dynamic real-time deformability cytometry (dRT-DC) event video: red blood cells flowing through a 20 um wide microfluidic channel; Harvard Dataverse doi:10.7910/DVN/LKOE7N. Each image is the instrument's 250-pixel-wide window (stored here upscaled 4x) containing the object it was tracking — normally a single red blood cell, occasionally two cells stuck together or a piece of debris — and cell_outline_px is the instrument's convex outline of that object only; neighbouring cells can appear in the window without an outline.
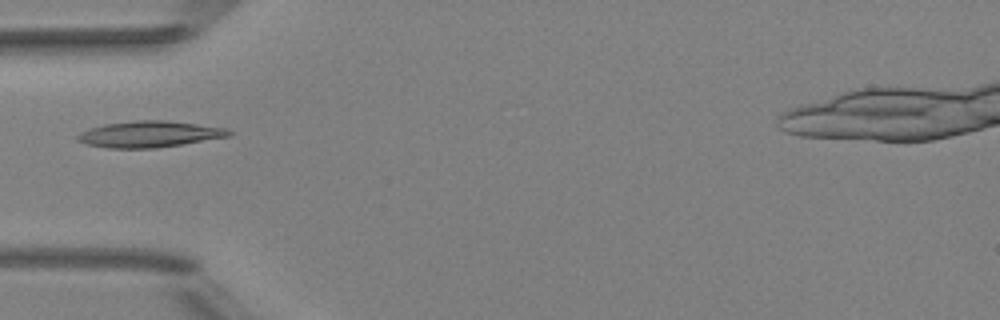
{"species": "Egyptian fruit bat (a non-hibernating species)", "species_latin": "Rousettus aegyptiacus", "temperature_condition": "room temperature", "stored_images_in_passage": 7, "camera_frame_rate_fps": 3000, "um_per_image_px": 0.085, "animal": {"sex": "female"}, "frame": {"image": 1, "passage_image": 5, "time_ms": 1.333, "image_size_px": [1000, 320], "cell_outline_px": [[236, 132], [232, 136], [156, 148], [108, 148], [88, 144], [76, 140], [76, 136], [80, 132], [88, 128], [104, 124], [136, 120], [168, 120], [228, 128]], "centroid_in_image_um": [12.75, 11.39], "position_along_channel_um": 72.3, "area_um2": 23.41}}
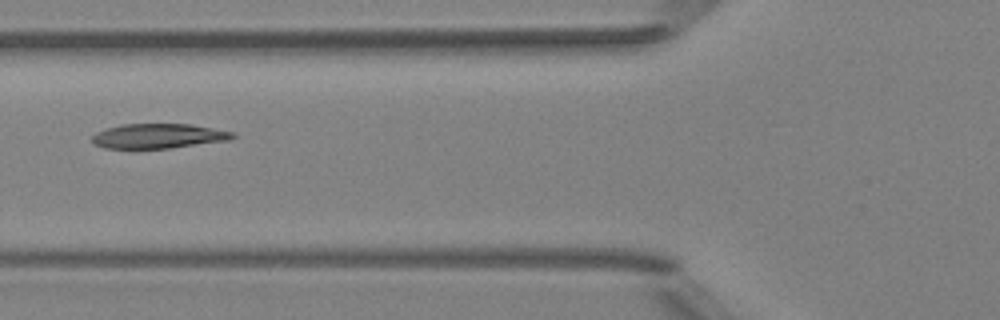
{"frame": {"image": 2, "passage_image": 6, "time_ms": 1.667, "image_size_px": [1000, 320], "cell_outline_px": [[236, 136], [232, 140], [168, 148], [104, 148], [92, 144], [92, 136], [96, 132], [104, 128], [120, 124], [192, 124], [236, 132]], "centroid_in_image_um": [13.47, 11.55], "position_along_channel_um": 112.3, "area_um2": 20.52}}
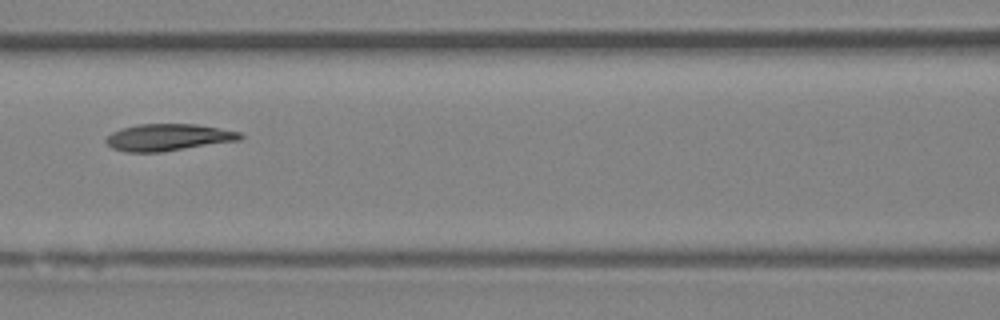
{"frame": {"image": 3, "passage_image": 7, "time_ms": 2.0, "image_size_px": [1000, 320], "cell_outline_px": [[244, 136], [240, 140], [164, 152], [128, 152], [112, 148], [104, 140], [112, 132], [120, 128], [136, 124], [196, 124], [240, 132]], "centroid_in_image_um": [14.29, 11.67], "position_along_channel_um": 152.3, "area_um2": 21.1}}